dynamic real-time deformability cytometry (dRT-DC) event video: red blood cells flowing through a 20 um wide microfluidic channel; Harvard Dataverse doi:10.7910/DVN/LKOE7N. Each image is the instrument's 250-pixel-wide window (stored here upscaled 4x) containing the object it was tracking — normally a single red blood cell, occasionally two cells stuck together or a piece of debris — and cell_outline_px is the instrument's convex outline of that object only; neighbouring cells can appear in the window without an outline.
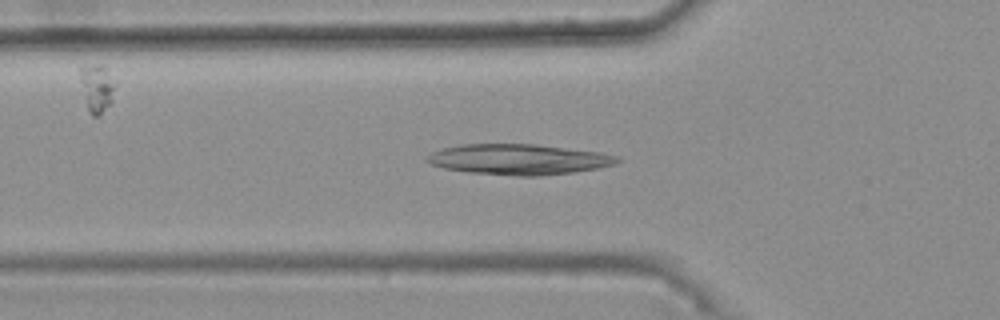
{"species": "common noctule bat (a hibernating species)", "species_latin": "Nyctalus noctula", "temperature_condition": "warm", "stored_images_in_passage": 40, "camera_frame_rate_fps": 3000, "um_per_image_px": 0.085, "animal": {"sex": "female", "body_mass_g": 25.1}, "frame": {"image": 1, "passage_image": 11, "time_ms": 3.333, "image_size_px": [1000, 320], "cell_outline_px": [[620, 160], [612, 164], [600, 168], [572, 172], [540, 176], [516, 176], [468, 172], [444, 168], [432, 164], [424, 160], [432, 152], [440, 148], [460, 144], [536, 144], [600, 152], [616, 156]], "centroid_in_image_um": [44.05, 13.54], "position_along_channel_um": 81.8, "area_um2": 33.81}}
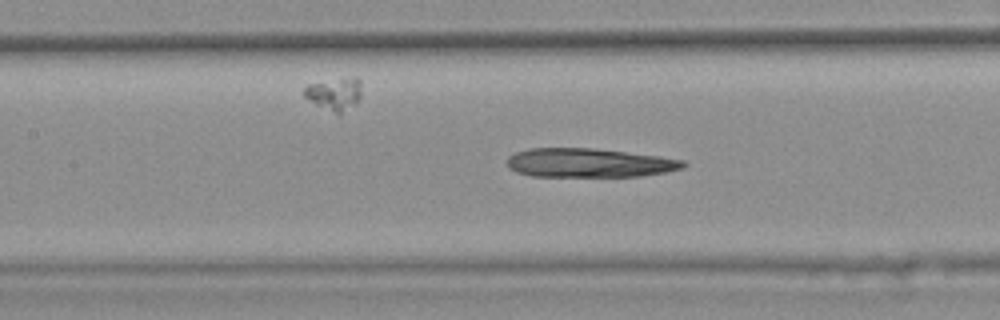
{"frame": {"image": 2, "passage_image": 17, "time_ms": 5.333, "image_size_px": [1000, 320], "cell_outline_px": [[688, 164], [684, 168], [664, 172], [640, 176], [532, 176], [516, 172], [508, 168], [508, 156], [516, 152], [528, 148], [592, 148], [660, 156], [684, 160]], "centroid_in_image_um": [50.08, 13.84], "position_along_channel_um": 157.3, "area_um2": 29.71}}
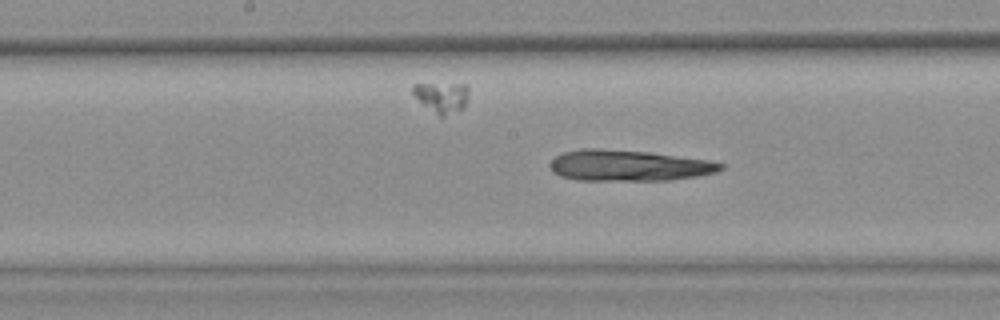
{"frame": {"image": 3, "passage_image": 20, "time_ms": 6.333, "image_size_px": [1000, 320], "cell_outline_px": [[724, 168], [716, 172], [696, 176], [672, 180], [576, 180], [560, 176], [552, 172], [552, 160], [556, 156], [564, 152], [584, 148], [600, 148], [648, 152], [708, 160], [724, 164]], "centroid_in_image_um": [53.43, 14.07], "position_along_channel_um": 194.8, "area_um2": 30.69}}